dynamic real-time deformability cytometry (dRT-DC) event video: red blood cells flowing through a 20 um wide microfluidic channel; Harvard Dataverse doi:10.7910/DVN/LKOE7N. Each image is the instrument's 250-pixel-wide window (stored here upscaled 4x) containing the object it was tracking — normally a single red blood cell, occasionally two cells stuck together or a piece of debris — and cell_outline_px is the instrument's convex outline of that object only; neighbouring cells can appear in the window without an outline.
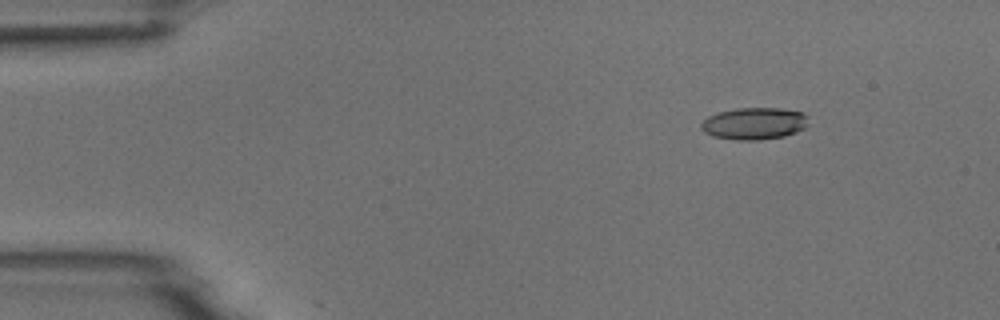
{"species": "common noctule bat (a hibernating species)", "species_latin": "Nyctalus noctula", "temperature_condition": "room temperature", "stored_images_in_passage": 4, "camera_frame_rate_fps": 3000, "um_per_image_px": 0.085, "animal": {"sex": "male", "body_mass_g": 18.8}, "frame": {"image": 1, "passage_image": 2, "time_ms": 1.333, "image_size_px": [1000, 320], "cell_outline_px": [[808, 124], [804, 128], [796, 132], [784, 136], [760, 140], [736, 140], [712, 136], [704, 132], [700, 128], [700, 124], [708, 116], [720, 112], [736, 108], [780, 108], [804, 112], [808, 116]], "centroid_in_image_um": [64.12, 10.5], "position_along_channel_um": 20.9, "area_um2": 20.17}}
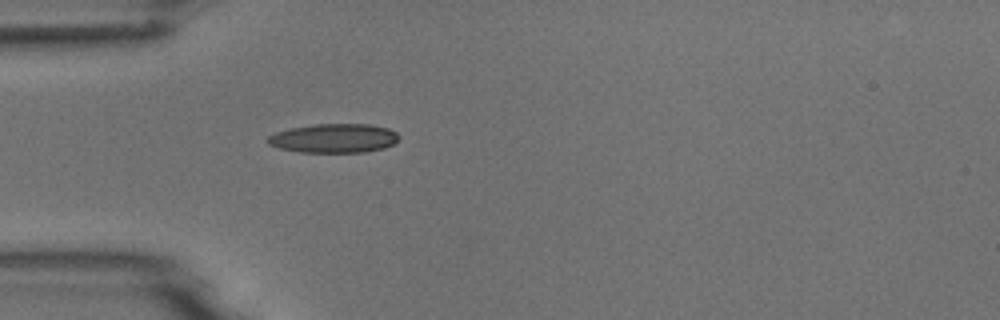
{"frame": {"image": 2, "passage_image": 4, "time_ms": 4.333, "image_size_px": [1000, 320], "cell_outline_px": [[400, 136], [392, 144], [384, 148], [364, 152], [300, 152], [280, 148], [268, 144], [268, 136], [276, 132], [288, 128], [316, 124], [368, 124], [388, 128], [396, 132]], "centroid_in_image_um": [28.38, 11.74], "position_along_channel_um": 56.6, "area_um2": 22.14}}